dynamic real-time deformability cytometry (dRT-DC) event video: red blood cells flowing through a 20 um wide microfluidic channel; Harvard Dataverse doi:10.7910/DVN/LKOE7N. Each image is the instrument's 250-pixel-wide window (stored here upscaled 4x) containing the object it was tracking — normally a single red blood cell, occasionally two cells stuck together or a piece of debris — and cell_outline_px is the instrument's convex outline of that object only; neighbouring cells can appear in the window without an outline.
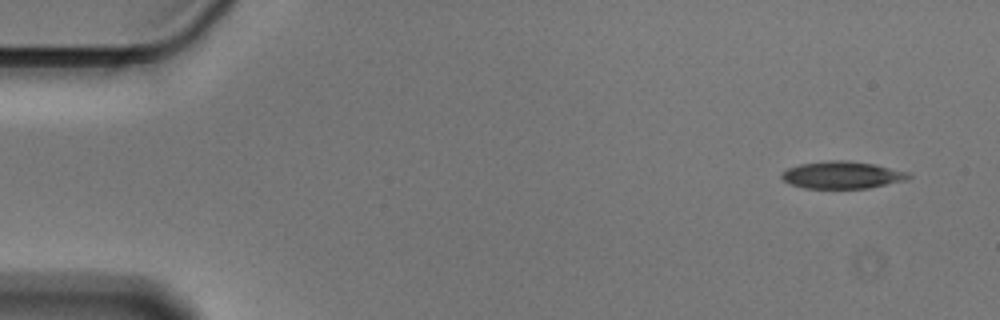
{"species": "Egyptian fruit bat (a non-hibernating species)", "species_latin": "Rousettus aegyptiacus", "temperature_condition": "cold", "stored_images_in_passage": 53, "camera_frame_rate_fps": 3000, "um_per_image_px": 0.085, "animal": {"sex": "male"}, "frame": {"image": 1, "passage_image": 1, "time_ms": 0.0, "image_size_px": [1000, 320], "cell_outline_px": [[912, 176], [908, 180], [868, 188], [804, 188], [788, 184], [780, 176], [780, 172], [788, 168], [800, 164], [828, 160], [844, 160], [876, 164], [908, 172]], "centroid_in_image_um": [71.57, 14.87], "position_along_channel_um": 13.4, "area_um2": 20.35}}
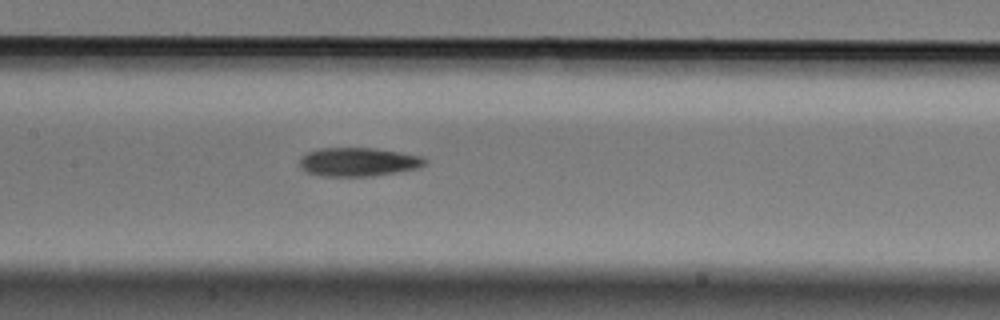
{"frame": {"image": 2, "passage_image": 24, "time_ms": 7.667, "image_size_px": [1000, 320], "cell_outline_px": [[428, 160], [424, 164], [416, 168], [396, 172], [368, 176], [320, 176], [304, 172], [300, 168], [300, 160], [308, 152], [320, 148], [376, 148], [400, 152], [420, 156]], "centroid_in_image_um": [30.41, 13.76], "position_along_channel_um": 177.0, "area_um2": 20.81}}
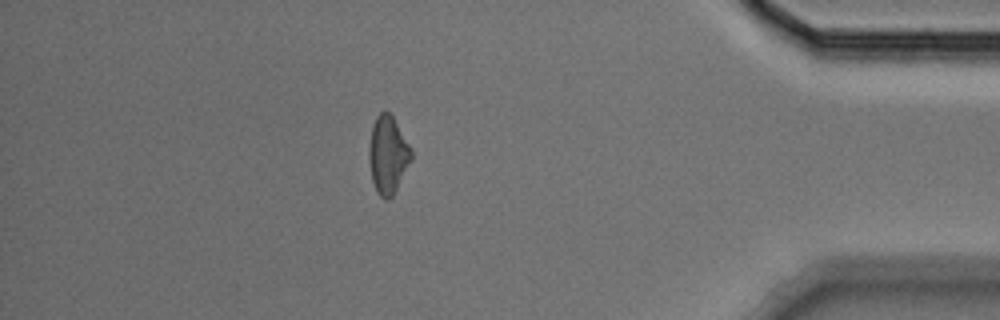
{"frame": {"image": 3, "passage_image": 46, "time_ms": 15.0, "image_size_px": [1000, 320], "cell_outline_px": [[412, 160], [392, 196], [388, 200], [384, 200], [376, 192], [372, 180], [368, 160], [368, 148], [372, 124], [376, 116], [384, 108], [392, 116], [408, 144], [412, 152]], "centroid_in_image_um": [32.94, 13.16], "position_along_channel_um": 402.3, "area_um2": 19.19}, "authors_computed_cell_mechanics": {"area_um2": 20.2878, "velocity_mm_per_s": 3.6001, "shape_relaxation_time_tau1_ms": 5.4734, "shape_relaxation_time_tau2_ms": null, "deformation_change_tau1": 0.135, "deformation_change_tau2": null}}